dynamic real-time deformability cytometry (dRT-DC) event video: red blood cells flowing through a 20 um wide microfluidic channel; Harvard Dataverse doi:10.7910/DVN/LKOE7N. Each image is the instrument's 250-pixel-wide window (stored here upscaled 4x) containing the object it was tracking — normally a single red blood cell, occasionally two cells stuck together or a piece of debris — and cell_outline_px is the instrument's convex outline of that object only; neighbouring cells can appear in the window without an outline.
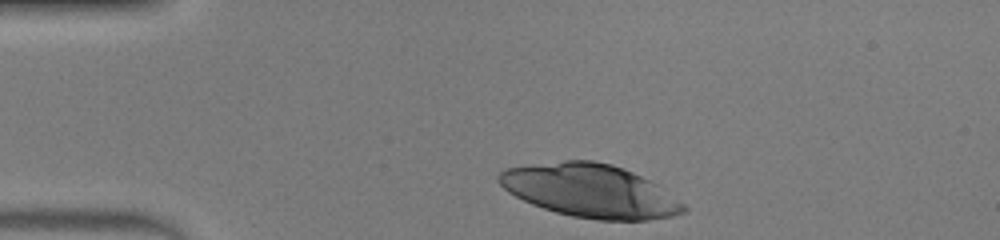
{"species": "human", "species_latin": "Homo sapiens", "temperature_condition": "warm", "stored_images_in_passage": 30, "camera_frame_rate_fps": 3000, "um_per_image_px": 0.085, "donor": {"sex": "male"}, "frame": {"image": 1, "passage_image": 1, "time_ms": 0.0, "image_size_px": [1000, 240], "cell_outline_px": [[688, 208], [684, 212], [672, 216], [648, 220], [596, 220], [572, 216], [556, 212], [532, 204], [508, 192], [496, 180], [496, 176], [504, 168], [532, 164], [564, 160], [592, 160], [612, 164], [624, 168], [660, 184], [684, 204]], "centroid_in_image_um": [50.19, 16.21], "position_along_channel_um": 34.8, "area_um2": 57.63}}